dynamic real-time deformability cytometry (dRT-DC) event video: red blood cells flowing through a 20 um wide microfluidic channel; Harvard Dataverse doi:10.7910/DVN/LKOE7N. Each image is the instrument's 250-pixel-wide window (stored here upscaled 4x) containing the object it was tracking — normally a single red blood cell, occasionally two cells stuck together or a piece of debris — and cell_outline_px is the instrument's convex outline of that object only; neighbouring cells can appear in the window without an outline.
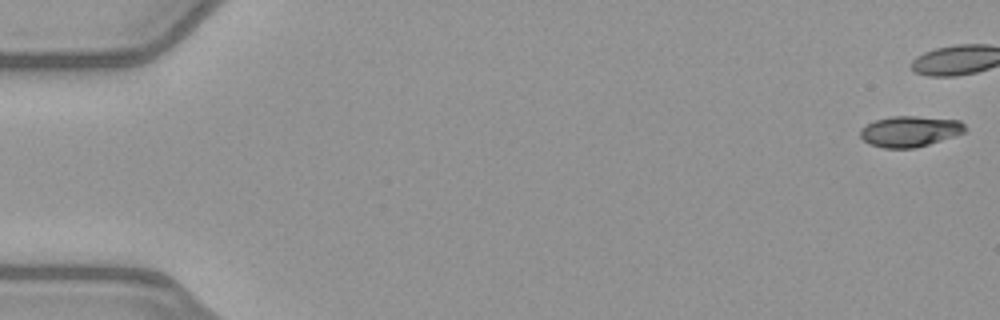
{"species": "common noctule bat (a hibernating species)", "species_latin": "Nyctalus noctula", "temperature_condition": "warm", "stored_images_in_passage": 40, "camera_frame_rate_fps": 3000, "um_per_image_px": 0.085, "animal": {"sex": "female", "body_mass_g": 21.9}, "frame": {"image": 1, "passage_image": 1, "time_ms": 0.0, "image_size_px": [1000, 320], "cell_outline_px": [[968, 128], [964, 132], [916, 148], [884, 148], [868, 144], [860, 136], [860, 128], [876, 120], [892, 116], [916, 116], [960, 120]], "centroid_in_image_um": [77.32, 11.16], "position_along_channel_um": 7.7, "area_um2": 18.73}}